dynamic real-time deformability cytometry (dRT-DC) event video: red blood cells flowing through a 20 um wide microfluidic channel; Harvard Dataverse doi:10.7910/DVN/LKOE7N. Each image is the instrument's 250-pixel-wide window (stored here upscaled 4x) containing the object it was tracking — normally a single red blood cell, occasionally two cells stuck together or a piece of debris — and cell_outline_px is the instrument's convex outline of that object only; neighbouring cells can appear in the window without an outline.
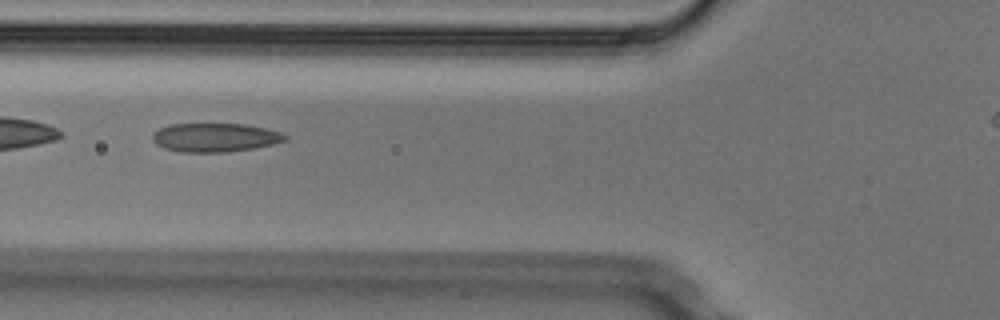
{"species": "Egyptian fruit bat (a non-hibernating species)", "species_latin": "Rousettus aegyptiacus", "temperature_condition": "cold", "stored_images_in_passage": 4, "camera_frame_rate_fps": 3000, "um_per_image_px": 0.085, "animal": {"sex": "male"}, "frame": {"image": 1, "passage_image": 2, "time_ms": 0.333, "image_size_px": [1000, 320], "cell_outline_px": [[288, 140], [256, 148], [228, 152], [180, 152], [164, 148], [156, 144], [152, 140], [152, 132], [168, 124], [244, 124], [264, 128], [280, 132], [288, 136]], "centroid_in_image_um": [18.26, 11.69], "position_along_channel_um": 107.5, "area_um2": 22.37}}
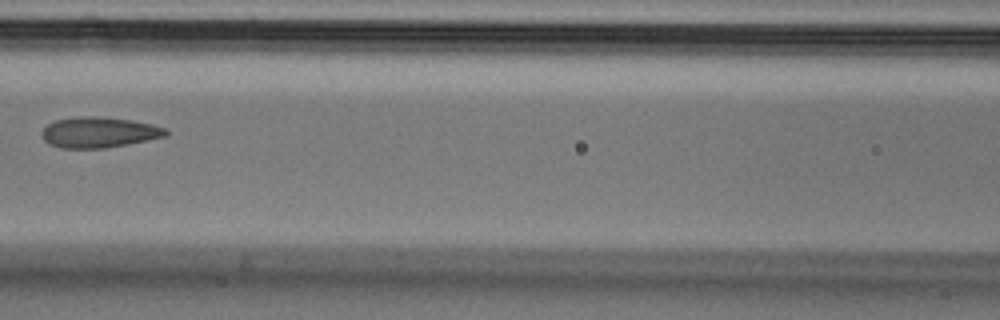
{"frame": {"image": 2, "passage_image": 3, "time_ms": 0.667, "image_size_px": [1000, 320], "cell_outline_px": [[168, 136], [128, 144], [104, 148], [60, 148], [48, 144], [44, 140], [40, 132], [48, 124], [56, 120], [80, 116], [96, 116], [132, 120], [152, 124], [168, 128]], "centroid_in_image_um": [8.43, 11.25], "position_along_channel_um": 158.2, "area_um2": 22.31}}
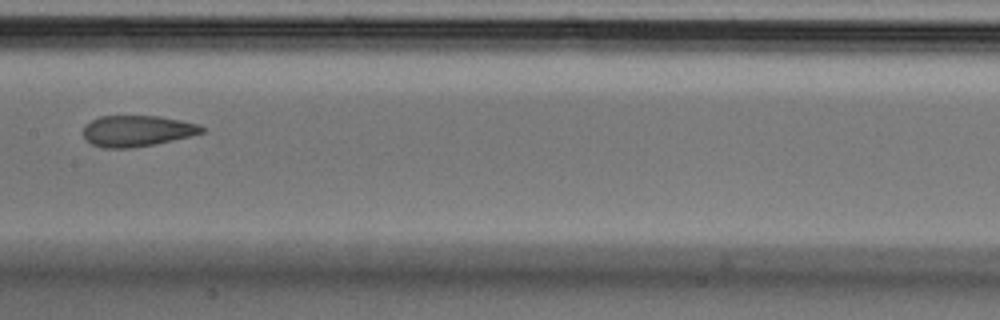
{"frame": {"image": 3, "passage_image": 4, "time_ms": 1.0, "image_size_px": [1000, 320], "cell_outline_px": [[204, 132], [172, 140], [132, 148], [104, 148], [92, 144], [84, 136], [84, 124], [100, 116], [160, 116], [200, 124], [204, 128]], "centroid_in_image_um": [11.64, 11.12], "position_along_channel_um": 195.8, "area_um2": 21.27}}